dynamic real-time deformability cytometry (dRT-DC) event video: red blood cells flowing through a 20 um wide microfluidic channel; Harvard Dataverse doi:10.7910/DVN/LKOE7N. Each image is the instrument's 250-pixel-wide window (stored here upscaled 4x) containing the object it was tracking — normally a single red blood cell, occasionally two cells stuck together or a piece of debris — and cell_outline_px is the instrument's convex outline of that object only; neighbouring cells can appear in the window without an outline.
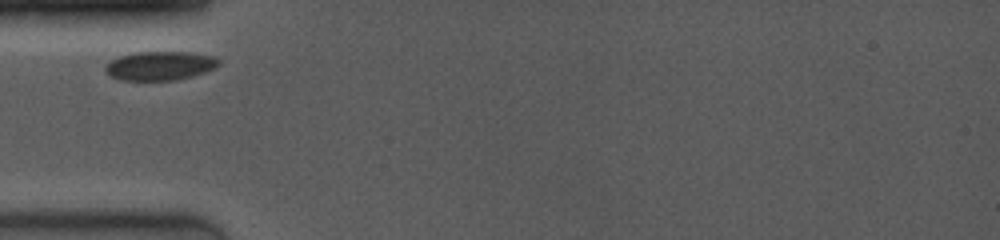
{"species": "common noctule bat (a hibernating species)", "species_latin": "Nyctalus noctula", "temperature_condition": "room temperature", "stored_images_in_passage": 29, "camera_frame_rate_fps": 4000, "um_per_image_px": 0.085, "animal": {"sex": "female", "body_mass_g": 19.0, "forearm_length_mm": 53.3}, "frame": {"image": 1, "passage_image": 1, "time_ms": 0.0, "image_size_px": [1000, 240], "cell_outline_px": [[220, 64], [204, 72], [192, 76], [172, 80], [124, 80], [112, 76], [108, 72], [108, 64], [112, 60], [120, 56], [136, 52], [188, 52], [212, 56], [220, 60]], "centroid_in_image_um": [13.64, 5.58], "position_along_channel_um": 71.4, "area_um2": 18.55}}
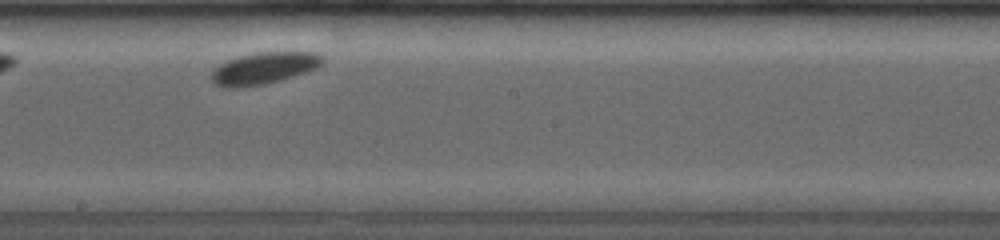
{"frame": {"image": 2, "passage_image": 15, "time_ms": 4.25, "image_size_px": [1000, 240], "cell_outline_px": [[324, 60], [320, 64], [304, 72], [280, 80], [264, 84], [236, 88], [232, 88], [216, 84], [212, 80], [212, 72], [220, 64], [228, 60], [256, 52], [316, 52]], "centroid_in_image_um": [22.41, 5.79], "position_along_channel_um": 225.8, "area_um2": 19.94}}
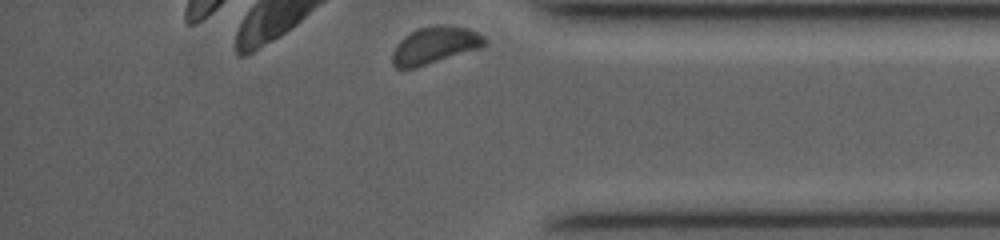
{"frame": {"image": 3, "passage_image": 29, "time_ms": 9.0, "image_size_px": [1000, 240], "cell_outline_px": [[488, 40], [480, 48], [416, 68], [396, 68], [392, 64], [392, 52], [396, 44], [400, 40], [412, 32], [420, 28], [436, 24], [440, 24], [468, 28], [484, 36]], "centroid_in_image_um": [36.96, 3.85], "position_along_channel_um": 398.2, "area_um2": 19.88}}